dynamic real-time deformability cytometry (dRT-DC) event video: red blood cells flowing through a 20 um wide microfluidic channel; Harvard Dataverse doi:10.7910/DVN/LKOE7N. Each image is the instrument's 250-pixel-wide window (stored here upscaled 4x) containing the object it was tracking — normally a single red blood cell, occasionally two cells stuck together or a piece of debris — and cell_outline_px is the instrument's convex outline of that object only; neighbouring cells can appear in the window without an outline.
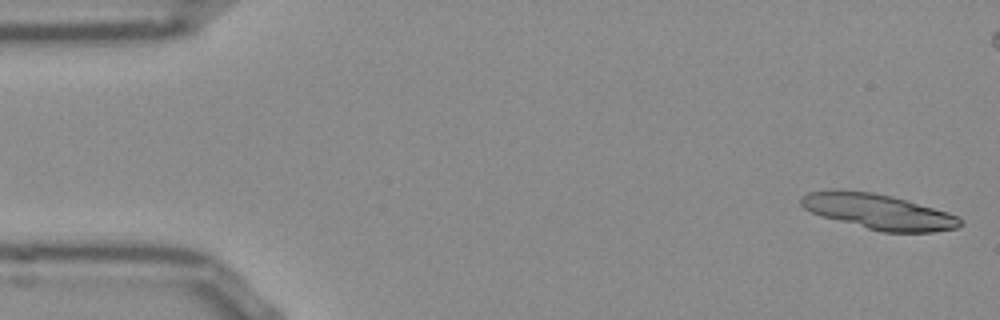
{"species": "Egyptian fruit bat (a non-hibernating species)", "species_latin": "Rousettus aegyptiacus", "temperature_condition": "room temperature", "stored_images_in_passage": 14, "camera_frame_rate_fps": 3000, "um_per_image_px": 0.085, "frame": {"image": 1, "passage_image": 1, "time_ms": 0.0, "image_size_px": [1000, 320], "cell_outline_px": [[964, 224], [956, 228], [932, 232], [880, 232], [820, 216], [804, 208], [800, 204], [800, 196], [808, 192], [828, 188], [836, 188], [872, 192], [892, 196], [908, 200], [948, 212], [960, 216]], "centroid_in_image_um": [74.63, 17.97], "position_along_channel_um": 10.4, "area_um2": 33.35}}